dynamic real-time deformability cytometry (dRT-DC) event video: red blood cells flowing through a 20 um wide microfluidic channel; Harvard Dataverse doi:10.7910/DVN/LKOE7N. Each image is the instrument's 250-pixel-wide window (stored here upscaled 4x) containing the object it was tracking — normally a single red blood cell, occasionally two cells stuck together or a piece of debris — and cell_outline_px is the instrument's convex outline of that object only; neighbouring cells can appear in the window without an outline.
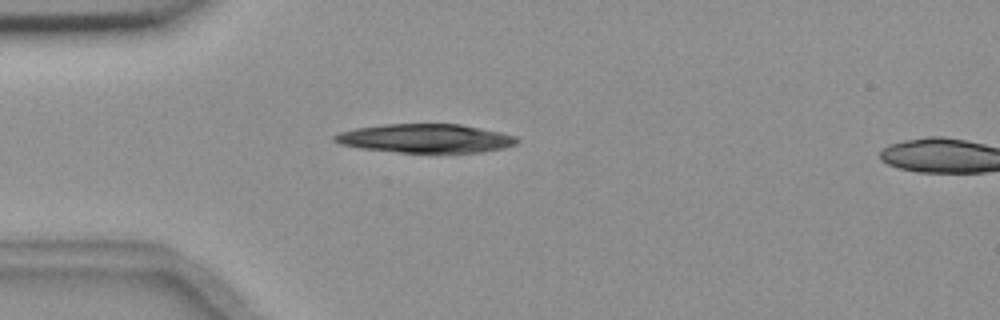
{"species": "common noctule bat (a hibernating species)", "species_latin": "Nyctalus noctula", "temperature_condition": "room temperature", "stored_images_in_passage": 1, "camera_frame_rate_fps": 3000, "um_per_image_px": 0.085, "animal": {"sex": "female", "body_mass_g": 18.4}, "frame": {"image": 1, "passage_image": 1, "time_ms": 0.0, "image_size_px": [1000, 320], "cell_outline_px": [[520, 140], [516, 144], [504, 148], [480, 152], [400, 152], [360, 148], [340, 144], [332, 140], [332, 136], [340, 132], [356, 128], [384, 124], [460, 124], [500, 132], [516, 136]], "centroid_in_image_um": [36.16, 11.76], "position_along_channel_um": 48.8, "area_um2": 30.46}}